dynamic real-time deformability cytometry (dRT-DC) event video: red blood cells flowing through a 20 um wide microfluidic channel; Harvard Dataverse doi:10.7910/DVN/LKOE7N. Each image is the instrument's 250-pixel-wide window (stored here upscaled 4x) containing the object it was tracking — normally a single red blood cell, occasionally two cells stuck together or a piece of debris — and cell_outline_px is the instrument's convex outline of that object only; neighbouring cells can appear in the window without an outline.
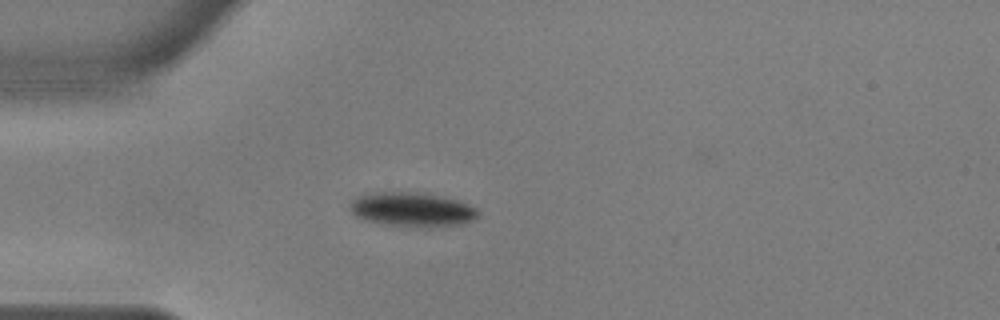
{"species": "common noctule bat (a hibernating species)", "species_latin": "Nyctalus noctula", "temperature_condition": "warm", "stored_images_in_passage": 41, "camera_frame_rate_fps": 3000, "um_per_image_px": 0.085, "animal": {"sex": "male", "body_mass_g": 17.9, "forearm_length_mm": 54.2}, "frame": {"image": 1, "passage_image": 1, "time_ms": 0.0, "image_size_px": [1000, 320], "cell_outline_px": [[480, 216], [464, 224], [428, 228], [392, 224], [368, 220], [356, 216], [348, 208], [348, 204], [356, 196], [364, 192], [408, 192], [436, 196], [460, 200], [476, 208], [480, 212]], "centroid_in_image_um": [35.04, 17.8], "position_along_channel_um": 50.0, "area_um2": 25.61}}
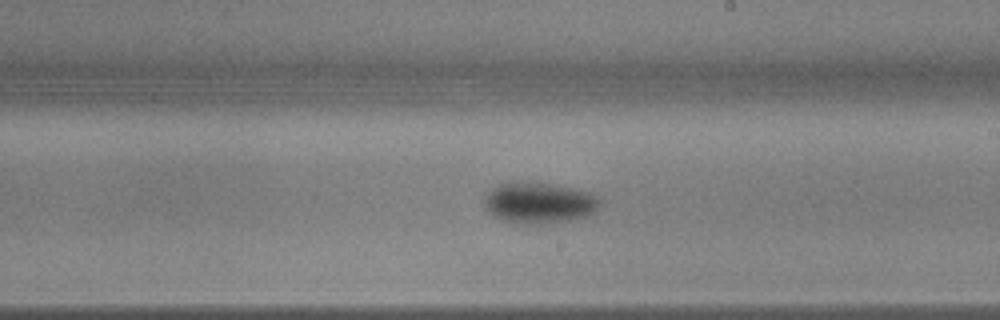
{"frame": {"image": 2, "passage_image": 18, "time_ms": 5.667, "image_size_px": [1000, 320], "cell_outline_px": [[604, 204], [596, 212], [588, 216], [568, 220], [536, 224], [516, 224], [504, 220], [488, 212], [484, 208], [484, 200], [488, 192], [492, 188], [500, 184], [512, 180], [520, 180], [548, 184], [572, 188], [588, 192], [596, 196]], "centroid_in_image_um": [45.82, 17.23], "position_along_channel_um": 243.2, "area_um2": 27.98}}
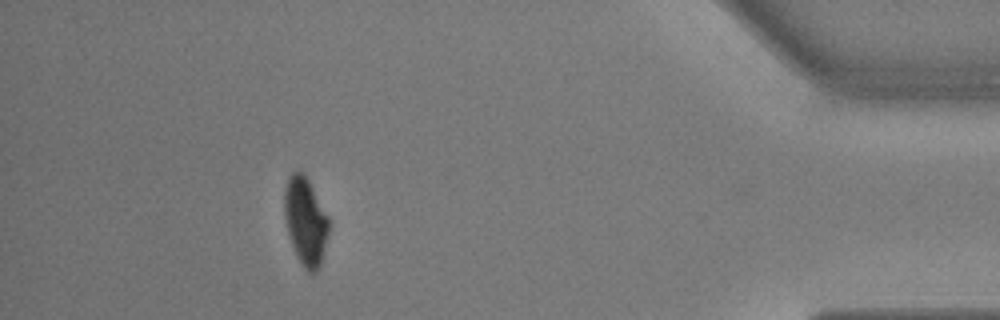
{"frame": {"image": 3, "passage_image": 36, "time_ms": 11.667, "image_size_px": [1000, 320], "cell_outline_px": [[328, 232], [320, 264], [316, 272], [308, 272], [300, 264], [292, 248], [288, 236], [284, 220], [284, 188], [288, 176], [296, 168], [300, 168], [304, 172], [328, 216]], "centroid_in_image_um": [25.91, 18.75], "position_along_channel_um": 409.3, "area_um2": 23.06}, "authors_computed_cell_mechanics": {"area_um2": 26.7036, "velocity_mm_per_s": 3.6289, "shape_relaxation_time_tau1_ms": 2.3715, "shape_relaxation_time_tau2_ms": 6.4224, "deformation_change_tau1": 0.1155, "deformation_change_tau2": 0.0745}}